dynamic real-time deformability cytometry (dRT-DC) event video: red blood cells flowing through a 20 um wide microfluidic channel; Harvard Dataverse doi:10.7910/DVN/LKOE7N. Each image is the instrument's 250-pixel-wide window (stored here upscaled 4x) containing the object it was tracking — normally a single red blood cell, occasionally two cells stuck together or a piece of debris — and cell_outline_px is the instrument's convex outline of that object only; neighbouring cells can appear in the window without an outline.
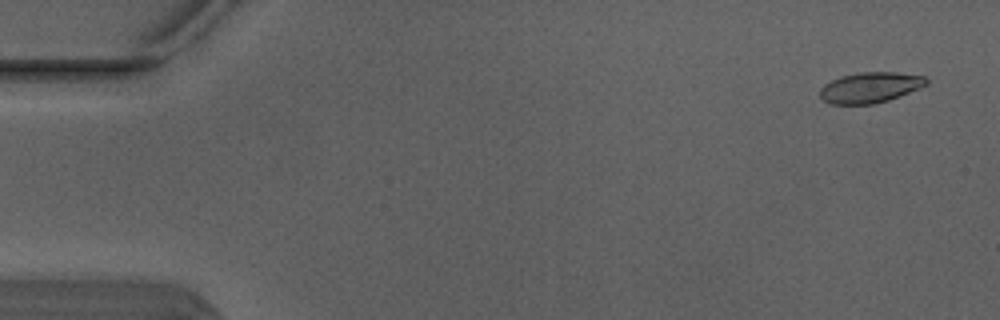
{"species": "Egyptian fruit bat (a non-hibernating species)", "species_latin": "Rousettus aegyptiacus", "temperature_condition": "warm", "stored_images_in_passage": 3, "camera_frame_rate_fps": 3000, "um_per_image_px": 0.085, "animal": {"sex": "male"}, "frame": {"image": 1, "passage_image": 1, "time_ms": 0.0, "image_size_px": [1000, 320], "cell_outline_px": [[928, 84], [920, 88], [888, 100], [872, 104], [828, 104], [820, 96], [820, 88], [824, 84], [840, 76], [860, 72], [896, 72], [924, 76], [928, 80]], "centroid_in_image_um": [73.95, 7.43], "position_along_channel_um": 11.0, "area_um2": 18.96}}